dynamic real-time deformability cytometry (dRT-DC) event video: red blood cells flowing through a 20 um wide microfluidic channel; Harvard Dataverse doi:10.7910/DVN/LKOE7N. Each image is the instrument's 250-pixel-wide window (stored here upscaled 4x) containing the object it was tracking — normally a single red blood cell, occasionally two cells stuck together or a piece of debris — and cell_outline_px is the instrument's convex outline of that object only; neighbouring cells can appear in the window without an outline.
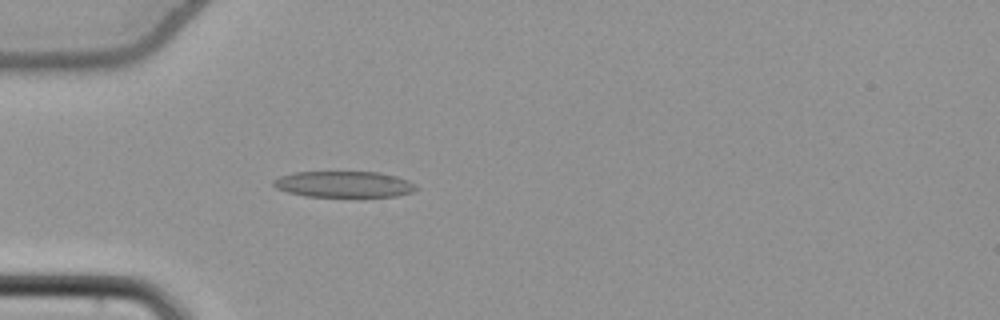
{"species": "common noctule bat (a hibernating species)", "species_latin": "Nyctalus noctula", "temperature_condition": "cold", "stored_images_in_passage": 38, "camera_frame_rate_fps": 3000, "um_per_image_px": 0.085, "animal": {"sex": "female", "body_mass_g": 22.7, "forearm_length_mm": 54.2}, "frame": {"image": 1, "passage_image": 1, "time_ms": 0.0, "image_size_px": [1000, 320], "cell_outline_px": [[420, 188], [412, 192], [396, 196], [304, 196], [288, 192], [276, 188], [272, 184], [272, 180], [280, 176], [296, 172], [380, 172], [396, 176], [408, 180]], "centroid_in_image_um": [29.24, 15.66], "position_along_channel_um": 55.8, "area_um2": 21.68}}
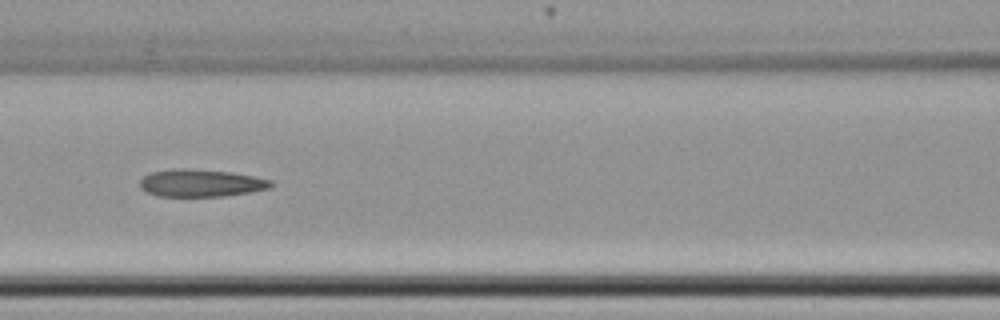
{"frame": {"image": 2, "passage_image": 9, "time_ms": 2.667, "image_size_px": [1000, 320], "cell_outline_px": [[272, 184], [268, 188], [248, 192], [224, 196], [160, 196], [148, 192], [140, 188], [140, 180], [144, 176], [152, 172], [172, 168], [188, 168], [232, 172], [272, 180]], "centroid_in_image_um": [17.04, 15.54], "position_along_channel_um": 149.6, "area_um2": 20.81}}
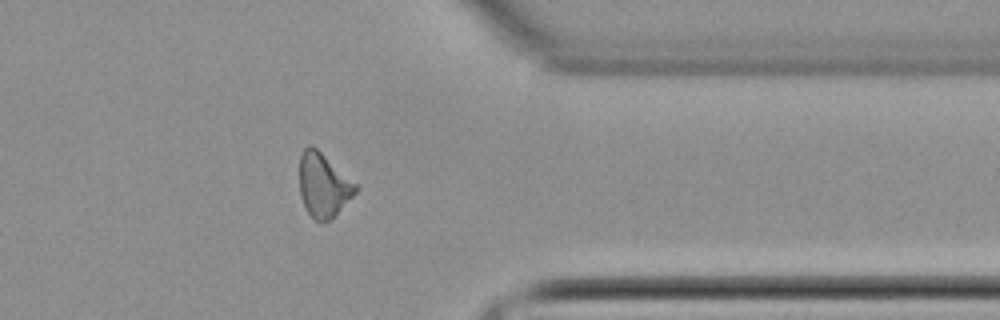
{"frame": {"image": 3, "passage_image": 28, "time_ms": 9.0, "image_size_px": [1000, 320], "cell_outline_px": [[360, 188], [332, 220], [324, 224], [320, 224], [308, 212], [300, 196], [300, 152], [308, 144], [312, 144], [356, 184]], "centroid_in_image_um": [27.49, 15.77], "position_along_channel_um": 383.9, "area_um2": 21.04}, "authors_computed_cell_mechanics": {"area_um2": 21.1548, "velocity_mm_per_s": 3.8639, "shape_relaxation_time_tau1_ms": null, "shape_relaxation_time_tau2_ms": 5.55, "deformation_change_tau1": null, "deformation_change_tau2": 0.1287}}